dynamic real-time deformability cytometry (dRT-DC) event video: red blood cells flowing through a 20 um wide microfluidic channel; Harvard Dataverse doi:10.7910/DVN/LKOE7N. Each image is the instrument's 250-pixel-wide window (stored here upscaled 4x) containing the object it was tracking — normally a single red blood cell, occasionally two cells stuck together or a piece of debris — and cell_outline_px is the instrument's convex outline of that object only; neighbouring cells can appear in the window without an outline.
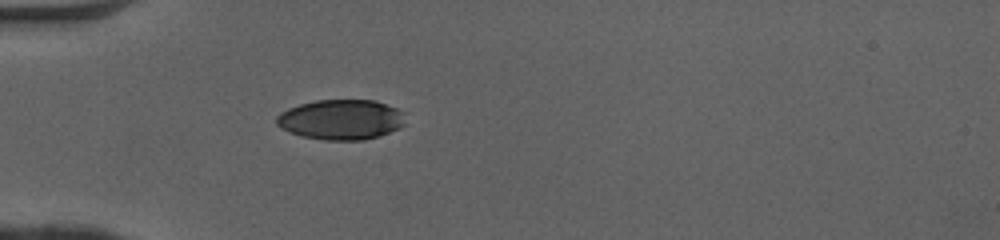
{"species": "human", "species_latin": "Homo sapiens", "temperature_condition": "cold", "stored_images_in_passage": 35, "camera_frame_rate_fps": 3000, "um_per_image_px": 0.085, "donor": {"sex": "female"}, "frame": {"image": 1, "passage_image": 1, "time_ms": 0.0, "image_size_px": [1000, 240], "cell_outline_px": [[404, 124], [400, 128], [380, 136], [364, 140], [324, 140], [300, 136], [280, 128], [276, 124], [276, 116], [280, 112], [288, 108], [300, 104], [316, 100], [376, 100], [396, 108], [404, 112]], "centroid_in_image_um": [28.98, 10.17], "position_along_channel_um": 56.0, "area_um2": 30.4}}
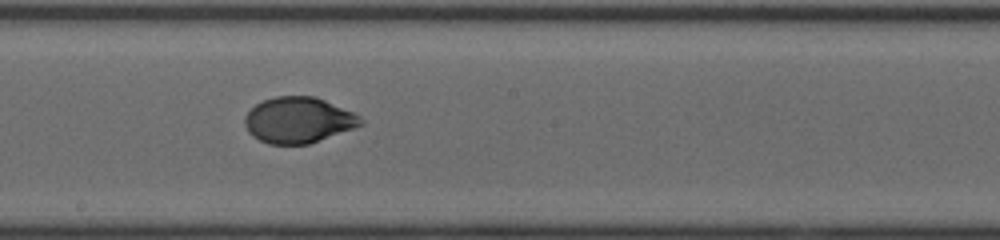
{"frame": {"image": 2, "passage_image": 14, "time_ms": 4.333, "image_size_px": [1000, 240], "cell_outline_px": [[364, 124], [308, 144], [268, 144], [252, 136], [248, 132], [244, 124], [244, 116], [256, 104], [264, 100], [276, 96], [316, 96], [352, 112], [360, 116], [364, 120]], "centroid_in_image_um": [25.34, 10.2], "position_along_channel_um": 222.9, "area_um2": 30.87}}
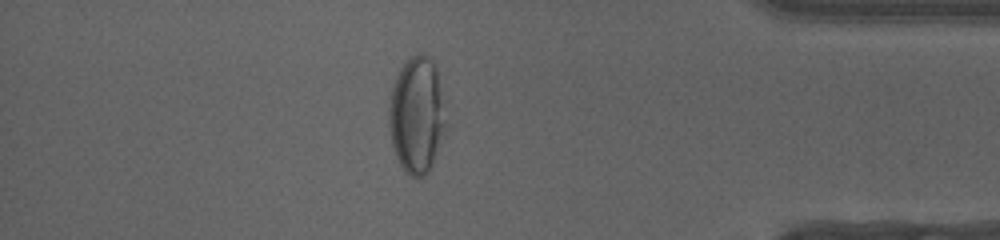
{"frame": {"image": 3, "passage_image": 29, "time_ms": 9.333, "image_size_px": [1000, 240], "cell_outline_px": [[444, 124], [432, 164], [428, 172], [424, 176], [412, 176], [400, 164], [396, 156], [392, 144], [388, 124], [388, 108], [392, 88], [396, 76], [400, 68], [412, 56], [420, 52], [424, 52], [432, 60], [436, 68], [444, 120]], "centroid_in_image_um": [35.36, 9.75], "position_along_channel_um": 399.8, "area_um2": 37.4}, "authors_computed_cell_mechanics": {"area_um2": 31.7322, "velocity_mm_per_s": 4.087, "shape_relaxation_time_tau1_ms": 3.3207, "shape_relaxation_time_tau2_ms": null, "deformation_change_tau1": 0.1526, "deformation_change_tau2": null}}